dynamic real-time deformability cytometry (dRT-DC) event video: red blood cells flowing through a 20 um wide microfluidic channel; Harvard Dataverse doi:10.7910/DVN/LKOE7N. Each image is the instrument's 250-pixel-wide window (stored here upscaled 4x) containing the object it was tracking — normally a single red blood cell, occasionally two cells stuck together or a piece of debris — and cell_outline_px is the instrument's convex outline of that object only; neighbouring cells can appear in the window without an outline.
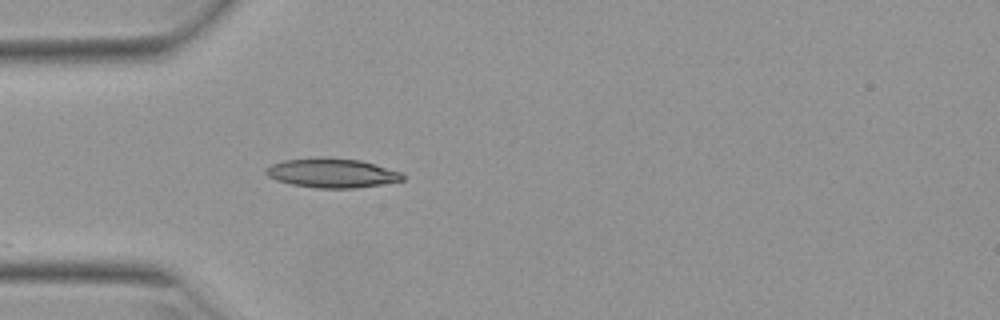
{"species": "Egyptian fruit bat (a non-hibernating species)", "species_latin": "Rousettus aegyptiacus", "temperature_condition": "warm", "stored_images_in_passage": 18, "camera_frame_rate_fps": 3000, "um_per_image_px": 0.085, "animal": {"sex": "female"}, "frame": {"image": 1, "passage_image": 1, "time_ms": 0.0, "image_size_px": [1000, 320], "cell_outline_px": [[404, 180], [356, 188], [316, 188], [292, 184], [276, 180], [268, 176], [264, 172], [264, 168], [272, 164], [284, 160], [324, 156], [360, 160], [400, 172], [404, 176]], "centroid_in_image_um": [28.16, 14.69], "position_along_channel_um": 56.8, "area_um2": 23.35}}
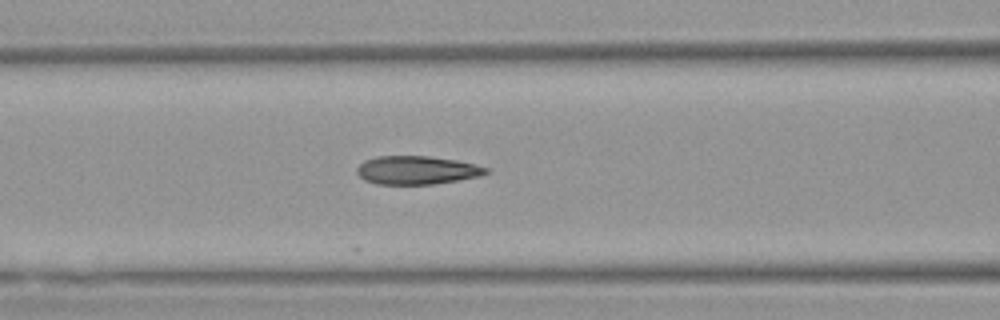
{"frame": {"image": 2, "passage_image": 7, "time_ms": 2.0, "image_size_px": [1000, 320], "cell_outline_px": [[488, 172], [480, 176], [432, 184], [376, 184], [364, 180], [356, 172], [356, 168], [364, 160], [376, 156], [428, 156], [456, 160], [476, 164], [488, 168]], "centroid_in_image_um": [35.4, 14.46], "position_along_channel_um": 131.2, "area_um2": 21.33}}
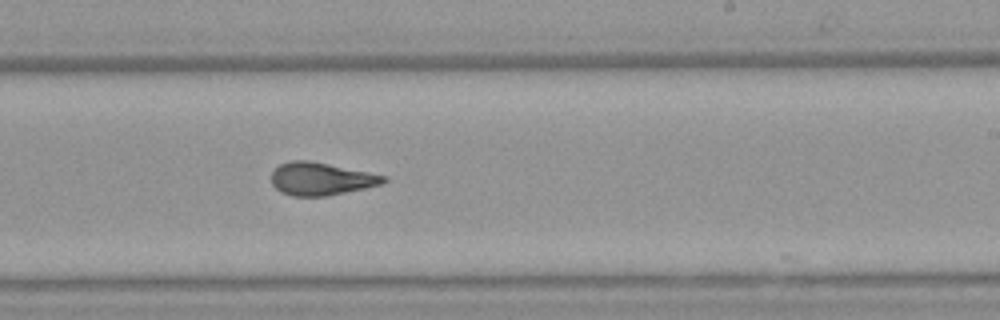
{"frame": {"image": 3, "passage_image": 17, "time_ms": 5.333, "image_size_px": [1000, 320], "cell_outline_px": [[388, 180], [384, 184], [328, 196], [292, 196], [280, 192], [272, 184], [272, 172], [280, 164], [292, 160], [308, 160], [388, 176]], "centroid_in_image_um": [27.31, 15.21], "position_along_channel_um": 261.7, "area_um2": 21.44}}